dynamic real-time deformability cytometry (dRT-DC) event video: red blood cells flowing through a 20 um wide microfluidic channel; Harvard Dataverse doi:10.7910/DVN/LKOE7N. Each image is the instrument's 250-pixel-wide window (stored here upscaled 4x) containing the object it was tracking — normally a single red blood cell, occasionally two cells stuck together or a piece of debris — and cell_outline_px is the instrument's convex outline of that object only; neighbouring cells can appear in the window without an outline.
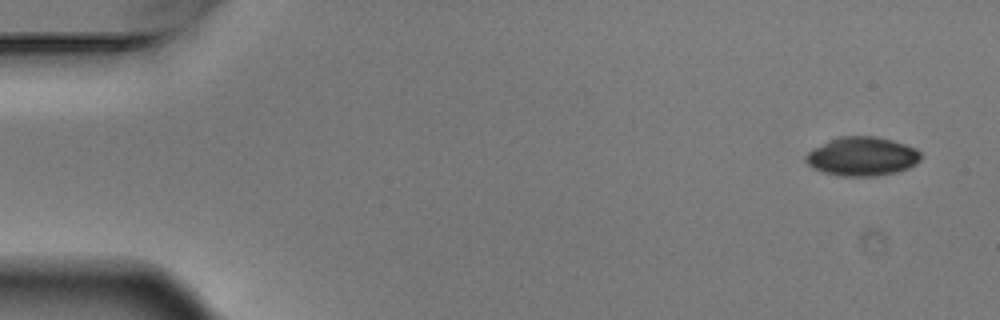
{"species": "Egyptian fruit bat (a non-hibernating species)", "species_latin": "Rousettus aegyptiacus", "temperature_condition": "warm", "stored_images_in_passage": 5, "camera_frame_rate_fps": 3000, "um_per_image_px": 0.085, "animal": {"sex": "male"}, "frame": {"image": 1, "passage_image": 1, "time_ms": 0.0, "image_size_px": [1000, 320], "cell_outline_px": [[920, 160], [916, 164], [908, 168], [896, 172], [876, 176], [840, 176], [824, 172], [812, 168], [804, 160], [804, 156], [812, 148], [828, 140], [840, 136], [876, 136], [892, 140], [916, 148], [920, 152]], "centroid_in_image_um": [73.25, 13.29], "position_along_channel_um": 11.7, "area_um2": 26.24}}
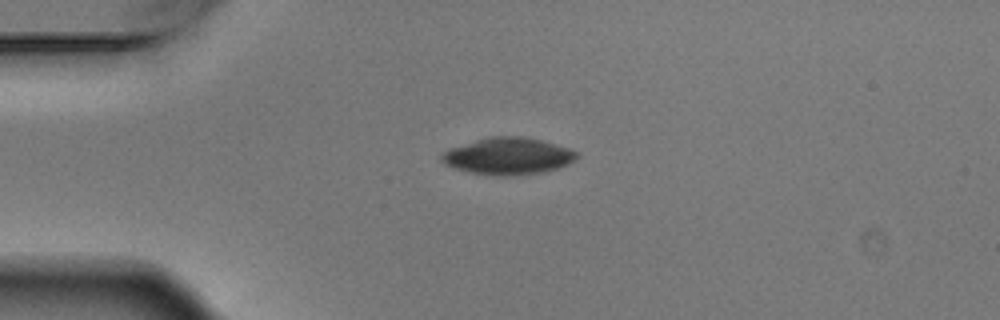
{"frame": {"image": 2, "passage_image": 4, "time_ms": 1.0, "image_size_px": [1000, 320], "cell_outline_px": [[580, 156], [576, 160], [568, 164], [544, 172], [512, 176], [496, 176], [468, 172], [444, 164], [440, 160], [440, 156], [444, 152], [452, 148], [488, 136], [520, 136], [540, 140], [568, 148], [576, 152]], "centroid_in_image_um": [43.19, 13.28], "position_along_channel_um": 41.8, "area_um2": 28.96}}